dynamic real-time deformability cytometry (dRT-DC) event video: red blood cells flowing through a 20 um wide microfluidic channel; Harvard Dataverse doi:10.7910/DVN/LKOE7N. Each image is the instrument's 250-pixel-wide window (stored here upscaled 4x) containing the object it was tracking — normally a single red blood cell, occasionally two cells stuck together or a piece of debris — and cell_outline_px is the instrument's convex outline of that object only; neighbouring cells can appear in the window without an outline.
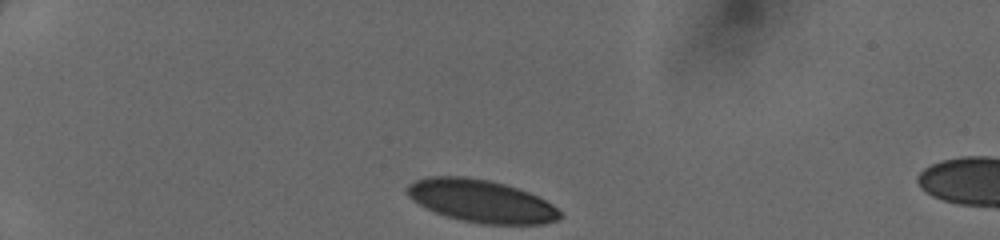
{"species": "human", "species_latin": "Homo sapiens", "temperature_condition": "cold", "stored_images_in_passage": 5, "camera_frame_rate_fps": 3000, "um_per_image_px": 0.085, "donor": {"sex": "female"}, "frame": {"image": 1, "passage_image": 1, "time_ms": 0.0, "image_size_px": [1000, 240], "cell_outline_px": [[560, 216], [556, 220], [544, 224], [484, 224], [460, 220], [436, 212], [412, 200], [408, 196], [408, 184], [416, 180], [428, 176], [464, 176], [488, 180], [504, 184], [528, 192], [552, 204], [560, 212]], "centroid_in_image_um": [40.89, 17.08], "position_along_channel_um": 44.1, "area_um2": 37.45}}